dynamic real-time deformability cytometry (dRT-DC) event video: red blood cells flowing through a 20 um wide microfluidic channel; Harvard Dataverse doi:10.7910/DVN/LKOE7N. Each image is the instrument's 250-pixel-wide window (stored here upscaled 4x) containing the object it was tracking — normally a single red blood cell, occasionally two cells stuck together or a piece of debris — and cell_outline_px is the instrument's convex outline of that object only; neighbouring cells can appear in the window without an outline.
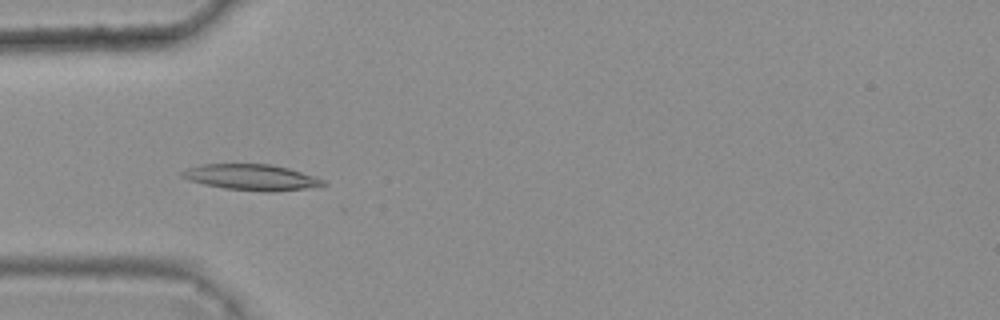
{"species": "common noctule bat (a hibernating species)", "species_latin": "Nyctalus noctula", "temperature_condition": "warm", "stored_images_in_passage": 5, "camera_frame_rate_fps": 3000, "um_per_image_px": 0.085, "animal": {"sex": "female", "body_mass_g": 25.1}, "frame": {"image": 1, "passage_image": 2, "time_ms": 0.333, "image_size_px": [1000, 320], "cell_outline_px": [[328, 184], [304, 188], [272, 192], [264, 192], [224, 188], [204, 184], [188, 180], [180, 176], [180, 172], [188, 168], [204, 164], [268, 164], [288, 168], [324, 180]], "centroid_in_image_um": [21.32, 15.07], "position_along_channel_um": 63.7, "area_um2": 21.04}}
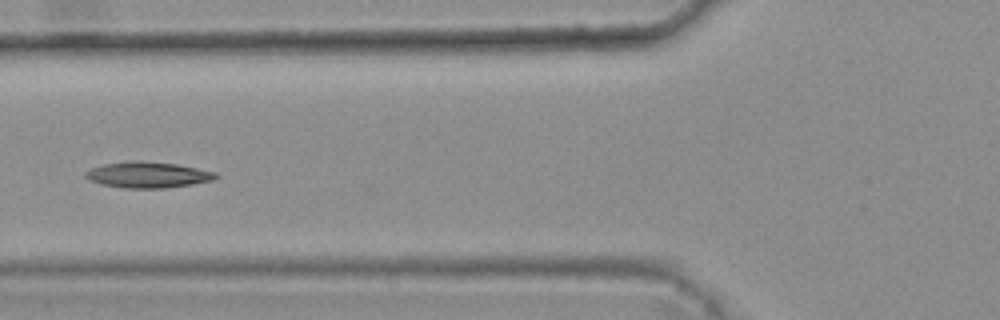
{"frame": {"image": 2, "passage_image": 3, "time_ms": 0.667, "image_size_px": [1000, 320], "cell_outline_px": [[220, 176], [212, 180], [192, 184], [164, 188], [124, 188], [104, 184], [88, 180], [84, 176], [84, 172], [92, 168], [104, 164], [124, 160], [140, 160], [176, 164], [216, 172]], "centroid_in_image_um": [12.54, 14.84], "position_along_channel_um": 113.3, "area_um2": 19.77}}
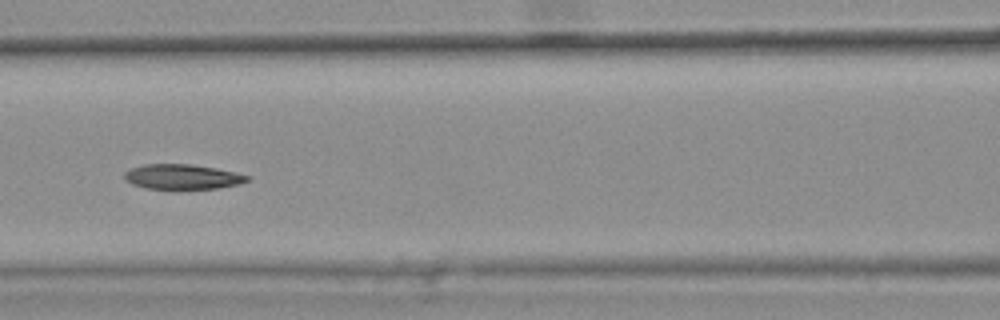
{"frame": {"image": 3, "passage_image": 4, "time_ms": 1.0, "image_size_px": [1000, 320], "cell_outline_px": [[252, 176], [248, 180], [240, 184], [216, 188], [180, 192], [144, 188], [132, 184], [124, 180], [124, 172], [132, 168], [144, 164], [188, 164], [216, 168]], "centroid_in_image_um": [15.48, 15.08], "position_along_channel_um": 151.1, "area_um2": 18.73}}